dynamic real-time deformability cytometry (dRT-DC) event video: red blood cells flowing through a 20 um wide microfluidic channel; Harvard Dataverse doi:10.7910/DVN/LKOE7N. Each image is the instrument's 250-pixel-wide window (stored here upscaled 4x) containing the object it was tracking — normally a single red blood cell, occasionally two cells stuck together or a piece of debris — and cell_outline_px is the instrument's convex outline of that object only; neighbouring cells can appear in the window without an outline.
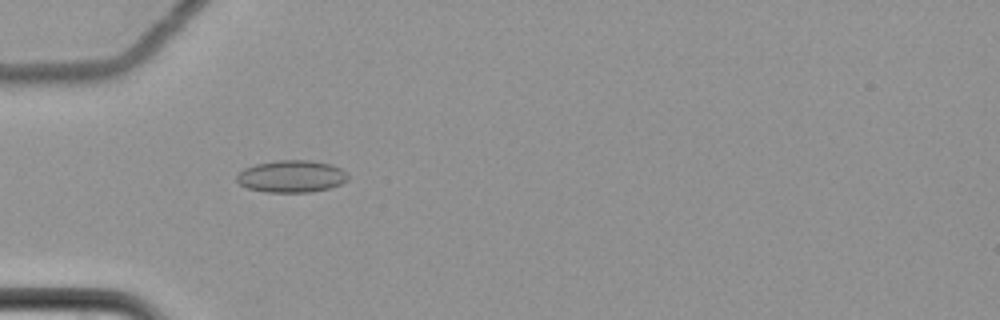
{"species": "common noctule bat (a hibernating species)", "species_latin": "Nyctalus noctula", "temperature_condition": "cold", "stored_images_in_passage": 61, "camera_frame_rate_fps": 3000, "um_per_image_px": 0.085, "animal": {"sex": "female", "body_mass_g": 22.7, "forearm_length_mm": 54.2}, "frame": {"image": 1, "passage_image": 21, "time_ms": 6.667, "image_size_px": [1000, 320], "cell_outline_px": [[348, 180], [340, 184], [328, 188], [312, 192], [264, 192], [248, 188], [240, 184], [236, 180], [236, 176], [244, 168], [256, 164], [276, 160], [312, 160], [332, 164], [340, 168], [348, 176]], "centroid_in_image_um": [24.77, 14.98], "position_along_channel_um": 60.2, "area_um2": 20.87}}
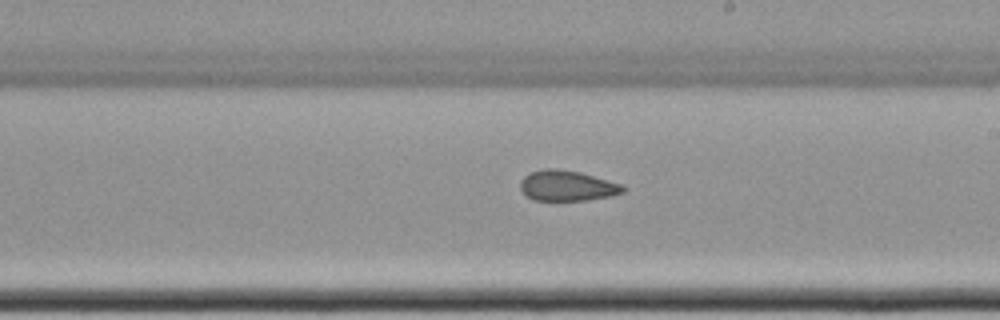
{"frame": {"image": 2, "passage_image": 37, "time_ms": 12.0, "image_size_px": [1000, 320], "cell_outline_px": [[628, 188], [624, 192], [612, 196], [584, 200], [532, 200], [520, 188], [520, 180], [528, 172], [544, 168], [556, 168], [580, 172], [624, 184]], "centroid_in_image_um": [48.24, 15.77], "position_along_channel_um": 240.8, "area_um2": 18.5}}
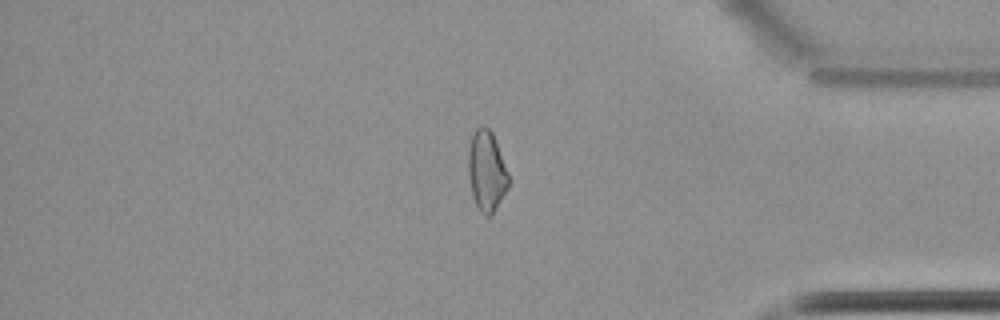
{"frame": {"image": 3, "passage_image": 52, "time_ms": 17.0, "image_size_px": [1000, 320], "cell_outline_px": [[512, 180], [500, 200], [492, 212], [488, 216], [484, 216], [480, 212], [476, 204], [472, 192], [468, 176], [468, 148], [472, 136], [476, 128], [488, 128], [492, 132]], "centroid_in_image_um": [41.37, 14.53], "position_along_channel_um": 393.8, "area_um2": 18.73}, "authors_computed_cell_mechanics": {"area_um2": 19.4208, "velocity_mm_per_s": 3.5039, "shape_relaxation_time_tau1_ms": null, "shape_relaxation_time_tau2_ms": 4.2512, "deformation_change_tau1": null, "deformation_change_tau2": 0.1074}}